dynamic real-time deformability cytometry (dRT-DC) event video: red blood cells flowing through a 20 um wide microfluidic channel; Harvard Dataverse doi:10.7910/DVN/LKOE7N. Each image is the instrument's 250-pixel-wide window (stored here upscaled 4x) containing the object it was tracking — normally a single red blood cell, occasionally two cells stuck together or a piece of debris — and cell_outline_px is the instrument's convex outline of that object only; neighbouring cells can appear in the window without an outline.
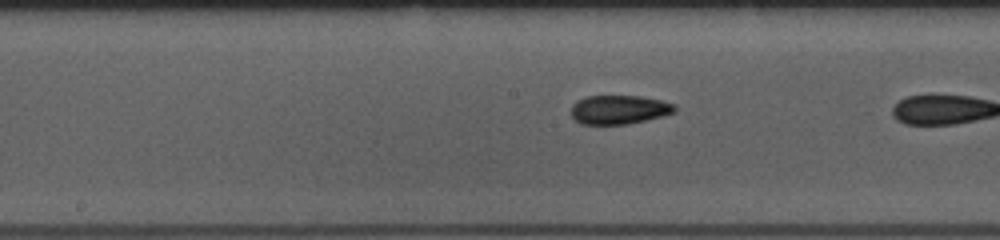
{"species": "common noctule bat (a hibernating species)", "species_latin": "Nyctalus noctula", "temperature_condition": "room temperature", "stored_images_in_passage": 28, "segment_of_instrument_passage": [2, 2], "camera_frame_rate_fps": 3000, "um_per_image_px": 0.085, "animal": {"sex": "female", "body_mass_g": 10.0, "forearm_length_mm": 53.1}, "frame": {"image": 1, "passage_image": 24, "time_ms": 7.667, "image_size_px": [1000, 240], "cell_outline_px": [[676, 112], [664, 116], [628, 124], [580, 124], [572, 116], [572, 104], [576, 100], [584, 96], [640, 96], [660, 100], [676, 104]], "centroid_in_image_um": [52.64, 9.31], "position_along_channel_um": 195.6, "area_um2": 17.63}}